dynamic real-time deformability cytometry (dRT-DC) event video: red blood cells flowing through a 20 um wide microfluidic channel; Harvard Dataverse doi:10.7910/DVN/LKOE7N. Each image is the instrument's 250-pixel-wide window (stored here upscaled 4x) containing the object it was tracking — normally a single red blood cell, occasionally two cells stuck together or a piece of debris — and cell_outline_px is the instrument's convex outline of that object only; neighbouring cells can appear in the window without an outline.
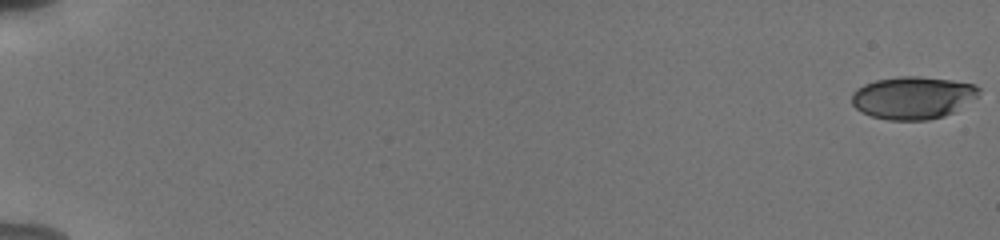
{"species": "human", "species_latin": "Homo sapiens", "temperature_condition": "cold", "stored_images_in_passage": 57, "camera_frame_rate_fps": 3000, "um_per_image_px": 0.085, "donor": {"sex": "male"}, "frame": {"image": 1, "passage_image": 1, "time_ms": 0.0, "image_size_px": [1000, 240], "cell_outline_px": [[980, 92], [976, 96], [956, 112], [944, 116], [928, 120], [888, 120], [872, 116], [860, 112], [852, 104], [852, 92], [856, 88], [864, 84], [876, 80], [900, 76], [920, 76], [952, 80], [976, 84], [980, 88]], "centroid_in_image_um": [77.59, 8.3], "position_along_channel_um": 7.4, "area_um2": 31.79}}
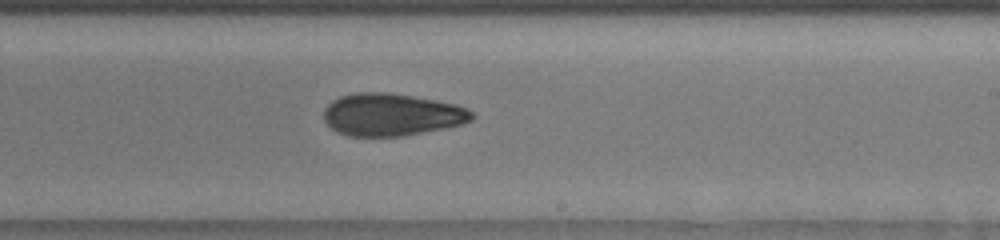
{"frame": {"image": 2, "passage_image": 37, "time_ms": 12.0, "image_size_px": [1000, 240], "cell_outline_px": [[476, 116], [472, 120], [464, 124], [404, 136], [348, 136], [336, 132], [324, 120], [324, 108], [332, 100], [340, 96], [356, 92], [388, 92], [436, 100], [456, 104], [468, 108], [476, 112]], "centroid_in_image_um": [33.32, 9.74], "position_along_channel_um": 255.7, "area_um2": 36.99}}
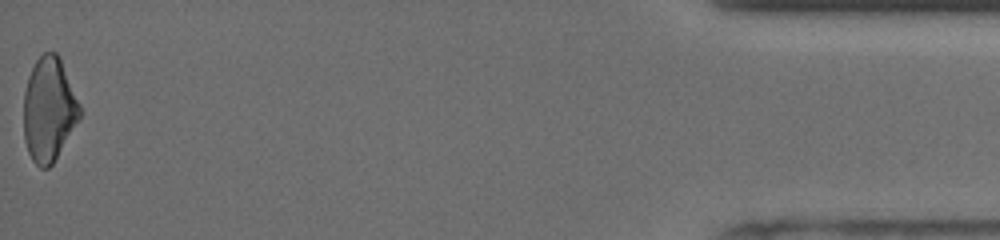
{"frame": {"image": 3, "passage_image": 57, "time_ms": 18.667, "image_size_px": [1000, 240], "cell_outline_px": [[80, 120], [52, 164], [48, 168], [40, 168], [32, 160], [28, 152], [24, 140], [24, 92], [28, 76], [36, 60], [44, 52], [56, 52], [60, 56], [80, 104]], "centroid_in_image_um": [4.16, 9.3], "position_along_channel_um": 431.0, "area_um2": 34.22}, "authors_computed_cell_mechanics": {"area_um2": 34.7956, "velocity_mm_per_s": 3.8204, "shape_relaxation_time_tau1_ms": 5.5897, "shape_relaxation_time_tau2_ms": 4.5844, "deformation_change_tau1": 0.1591, "deformation_change_tau2": 0.1192}}